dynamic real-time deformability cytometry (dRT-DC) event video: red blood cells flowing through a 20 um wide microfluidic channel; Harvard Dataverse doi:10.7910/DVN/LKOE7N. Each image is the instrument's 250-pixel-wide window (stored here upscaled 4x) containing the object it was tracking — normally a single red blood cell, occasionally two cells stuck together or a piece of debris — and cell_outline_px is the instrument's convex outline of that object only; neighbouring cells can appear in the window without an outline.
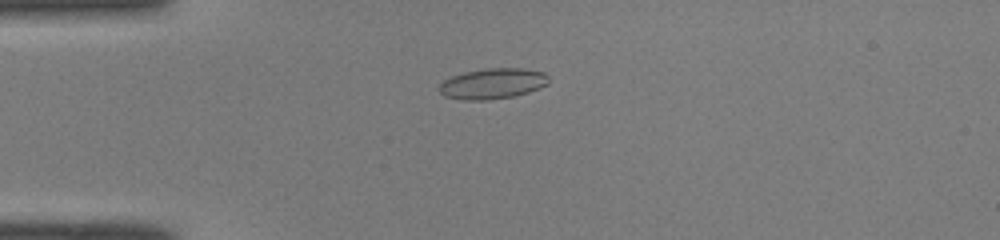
{"species": "common noctule bat (a hibernating species)", "species_latin": "Nyctalus noctula", "temperature_condition": "room temperature", "stored_images_in_passage": 43, "camera_frame_rate_fps": 3000, "um_per_image_px": 0.085, "animal": {"sex": "male", "body_mass_g": 19.0, "forearm_length_mm": 50.8}, "frame": {"image": 1, "passage_image": 6, "time_ms": 1.667, "image_size_px": [1000, 240], "cell_outline_px": [[548, 84], [540, 88], [528, 92], [512, 96], [488, 100], [464, 100], [444, 96], [440, 92], [440, 84], [444, 80], [452, 76], [464, 72], [484, 68], [524, 68], [544, 72], [548, 76]], "centroid_in_image_um": [41.89, 7.1], "position_along_channel_um": 43.1, "area_um2": 19.54}}
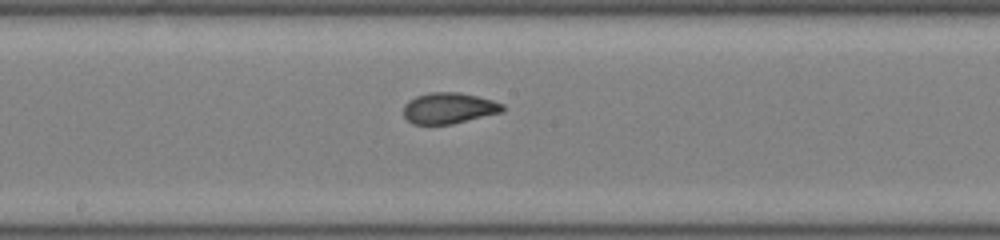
{"frame": {"image": 2, "passage_image": 20, "time_ms": 6.333, "image_size_px": [1000, 240], "cell_outline_px": [[504, 112], [452, 124], [412, 124], [404, 116], [404, 104], [408, 100], [416, 96], [428, 92], [460, 92], [492, 100], [504, 104]], "centroid_in_image_um": [38.16, 9.19], "position_along_channel_um": 210.0, "area_um2": 18.03}}
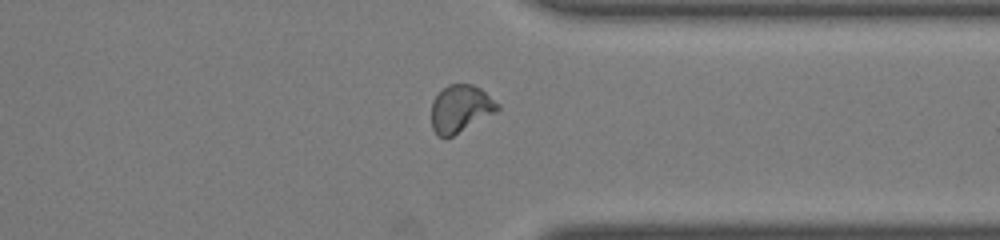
{"frame": {"image": 3, "passage_image": 32, "time_ms": 10.333, "image_size_px": [1000, 240], "cell_outline_px": [[500, 108], [496, 112], [452, 136], [444, 140], [432, 128], [432, 100], [448, 84], [472, 84], [480, 88], [500, 104]], "centroid_in_image_um": [39.15, 9.24], "position_along_channel_um": 372.3, "area_um2": 18.15}, "authors_computed_cell_mechanics": {"area_um2": 18.3226, "velocity_mm_per_s": 4.0897, "shape_relaxation_time_tau1_ms": 6.4004, "shape_relaxation_time_tau2_ms": 1.1272, "deformation_change_tau1": 0.1889, "deformation_change_tau2": 0.0656}}